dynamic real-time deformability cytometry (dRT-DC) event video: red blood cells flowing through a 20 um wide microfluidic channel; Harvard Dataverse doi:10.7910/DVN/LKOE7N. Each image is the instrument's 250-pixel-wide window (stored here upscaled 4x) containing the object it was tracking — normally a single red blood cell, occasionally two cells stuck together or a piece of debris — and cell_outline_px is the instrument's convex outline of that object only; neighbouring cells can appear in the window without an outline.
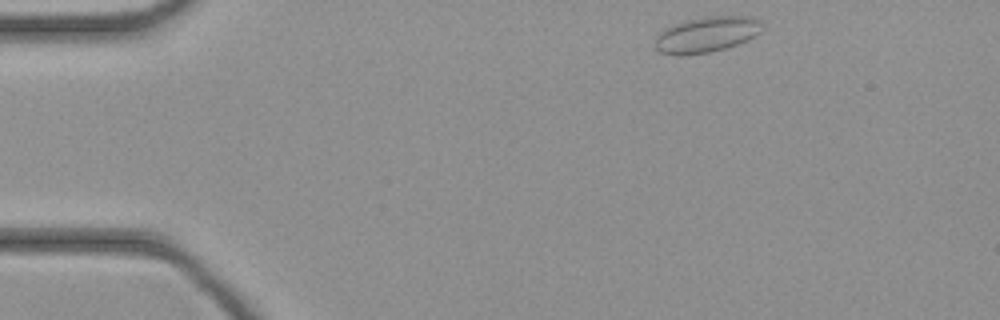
{"species": "common noctule bat (a hibernating species)", "species_latin": "Nyctalus noctula", "temperature_condition": "cold", "stored_images_in_passage": 39, "camera_frame_rate_fps": 3000, "um_per_image_px": 0.085, "animal": {"sex": "female", "body_mass_g": 21.9}, "frame": {"image": 1, "passage_image": 1, "time_ms": 0.0, "image_size_px": [1000, 320], "cell_outline_px": [[764, 28], [756, 36], [748, 40], [724, 48], [708, 52], [680, 56], [660, 52], [652, 44], [656, 36], [660, 32], [684, 20], [704, 16], [752, 16]], "centroid_in_image_um": [60.04, 2.93], "position_along_channel_um": 25.0, "area_um2": 22.25}}
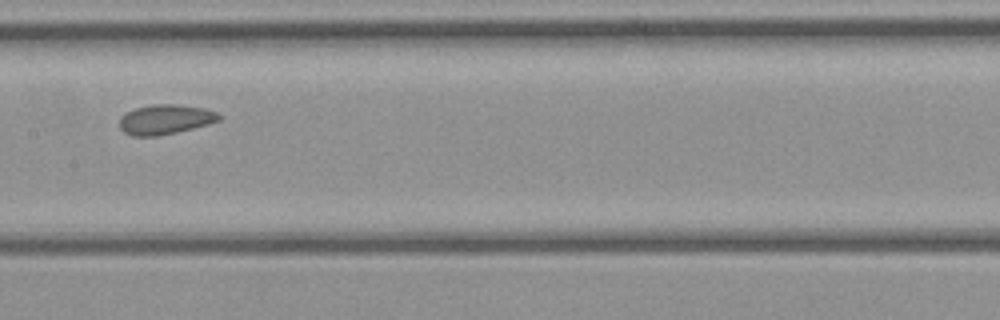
{"frame": {"image": 2, "passage_image": 17, "time_ms": 5.333, "image_size_px": [1000, 320], "cell_outline_px": [[220, 120], [208, 124], [176, 132], [156, 136], [132, 136], [124, 132], [120, 128], [120, 116], [136, 108], [152, 104], [180, 104], [204, 108], [216, 112], [220, 116]], "centroid_in_image_um": [14.04, 10.14], "position_along_channel_um": 193.4, "area_um2": 17.17}}
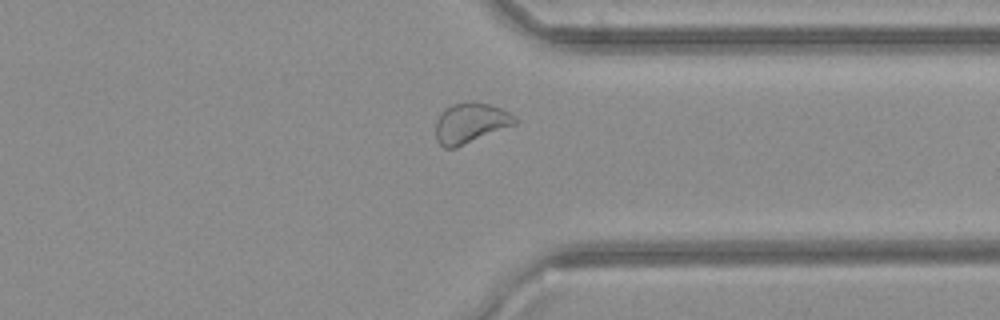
{"frame": {"image": 3, "passage_image": 29, "time_ms": 9.333, "image_size_px": [1000, 320], "cell_outline_px": [[520, 120], [516, 124], [456, 148], [444, 148], [436, 140], [436, 120], [444, 108], [452, 104], [464, 100], [488, 104], [500, 108], [516, 116]], "centroid_in_image_um": [39.99, 10.45], "position_along_channel_um": 371.4, "area_um2": 18.84}}